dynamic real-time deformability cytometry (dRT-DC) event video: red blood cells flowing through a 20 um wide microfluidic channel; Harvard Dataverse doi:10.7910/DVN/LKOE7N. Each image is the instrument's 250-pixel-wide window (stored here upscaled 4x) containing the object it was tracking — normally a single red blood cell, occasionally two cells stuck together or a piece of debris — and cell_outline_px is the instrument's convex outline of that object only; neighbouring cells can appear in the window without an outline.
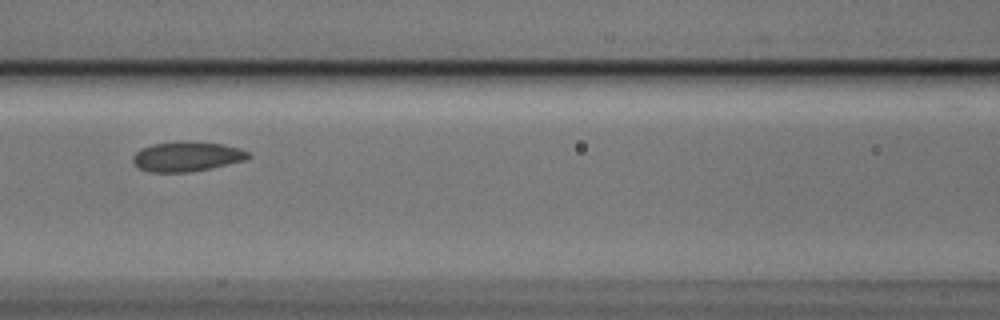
{"species": "Egyptian fruit bat (a non-hibernating species)", "species_latin": "Rousettus aegyptiacus", "temperature_condition": "cold", "stored_images_in_passage": 8, "camera_frame_rate_fps": 3000, "um_per_image_px": 0.085, "animal": {"sex": "male"}, "frame": {"image": 1, "passage_image": 8, "time_ms": 2.333, "image_size_px": [1000, 320], "cell_outline_px": [[252, 156], [244, 160], [228, 164], [192, 172], [152, 172], [140, 168], [132, 160], [132, 156], [140, 148], [152, 144], [180, 140], [184, 140], [224, 144], [240, 148], [248, 152]], "centroid_in_image_um": [15.88, 13.28], "position_along_channel_um": 150.7, "area_um2": 20.23}}